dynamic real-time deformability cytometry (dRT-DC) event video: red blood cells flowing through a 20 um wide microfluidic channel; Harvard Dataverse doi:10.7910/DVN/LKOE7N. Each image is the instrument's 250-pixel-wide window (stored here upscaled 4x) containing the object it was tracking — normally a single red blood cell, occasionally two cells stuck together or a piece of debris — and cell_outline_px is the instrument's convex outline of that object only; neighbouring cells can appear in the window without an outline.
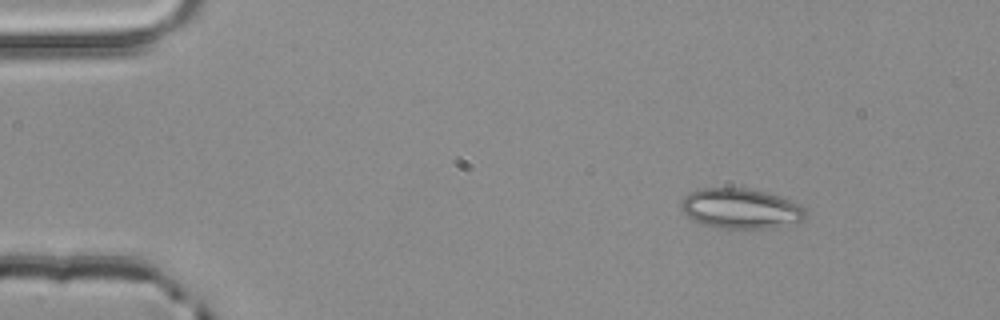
{"species": "common noctule bat (a hibernating species)", "species_latin": "Nyctalus noctula", "temperature_condition": "room temperature", "stored_images_in_passage": 3, "camera_frame_rate_fps": 3000, "um_per_image_px": 0.085, "animal": {"sex": "male", "body_mass_g": 20.4}, "frame": {"image": 1, "passage_image": 1, "time_ms": 0.0, "image_size_px": [1000, 320], "cell_outline_px": [[808, 212], [804, 220], [772, 228], [724, 228], [704, 224], [692, 220], [680, 208], [680, 204], [684, 196], [688, 192], [700, 188], [748, 188], [764, 192], [800, 204]], "centroid_in_image_um": [62.94, 17.72], "position_along_channel_um": 22.1, "area_um2": 29.02}}